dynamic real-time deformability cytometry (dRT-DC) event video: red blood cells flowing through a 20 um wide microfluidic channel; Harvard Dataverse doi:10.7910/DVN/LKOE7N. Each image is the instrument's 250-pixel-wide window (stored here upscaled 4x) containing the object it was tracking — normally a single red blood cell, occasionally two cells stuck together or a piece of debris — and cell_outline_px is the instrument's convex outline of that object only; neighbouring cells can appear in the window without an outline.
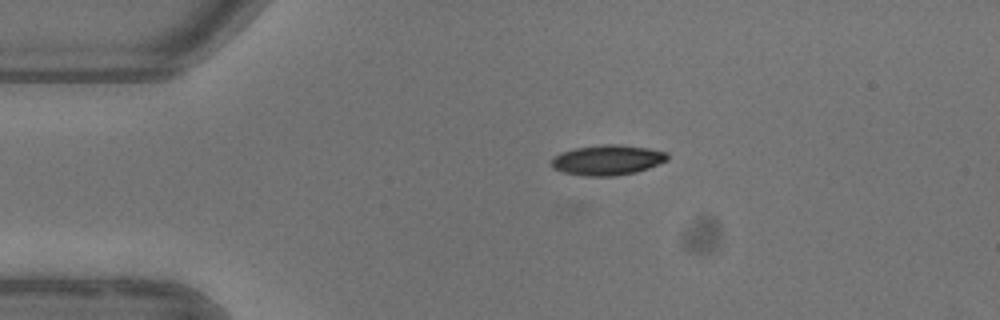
{"species": "common noctule bat (a hibernating species)", "species_latin": "Nyctalus noctula", "temperature_condition": "warm", "stored_images_in_passage": 4, "camera_frame_rate_fps": 3000, "um_per_image_px": 0.085, "animal": {"sex": "female"}, "frame": {"image": 1, "passage_image": 3, "time_ms": 2.333, "image_size_px": [1000, 320], "cell_outline_px": [[668, 160], [648, 168], [636, 172], [612, 176], [584, 176], [564, 172], [552, 168], [552, 160], [560, 152], [572, 148], [600, 144], [620, 144], [648, 148], [668, 152]], "centroid_in_image_um": [51.64, 13.59], "position_along_channel_um": 33.4, "area_um2": 20.52}}